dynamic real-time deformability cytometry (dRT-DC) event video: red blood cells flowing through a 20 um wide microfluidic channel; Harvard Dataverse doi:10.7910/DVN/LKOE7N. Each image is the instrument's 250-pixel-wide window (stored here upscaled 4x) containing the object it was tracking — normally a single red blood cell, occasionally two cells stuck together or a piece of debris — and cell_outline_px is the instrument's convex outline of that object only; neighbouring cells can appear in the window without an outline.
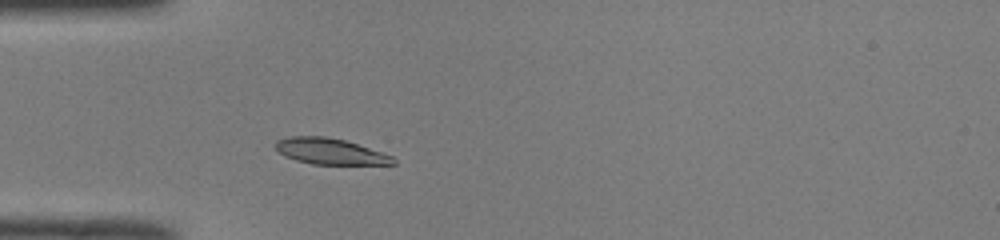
{"species": "common noctule bat (a hibernating species)", "species_latin": "Nyctalus noctula", "temperature_condition": "room temperature", "stored_images_in_passage": 18, "camera_frame_rate_fps": 3000, "um_per_image_px": 0.085, "animal": {"sex": "male", "body_mass_g": 19.0, "forearm_length_mm": 50.8}, "frame": {"image": 1, "passage_image": 1, "time_ms": 0.0, "image_size_px": [1000, 240], "cell_outline_px": [[396, 164], [312, 164], [296, 160], [284, 156], [276, 148], [276, 140], [288, 136], [324, 136], [344, 140], [392, 156], [396, 160]], "centroid_in_image_um": [28.02, 12.86], "position_along_channel_um": 57.0, "area_um2": 17.57}}
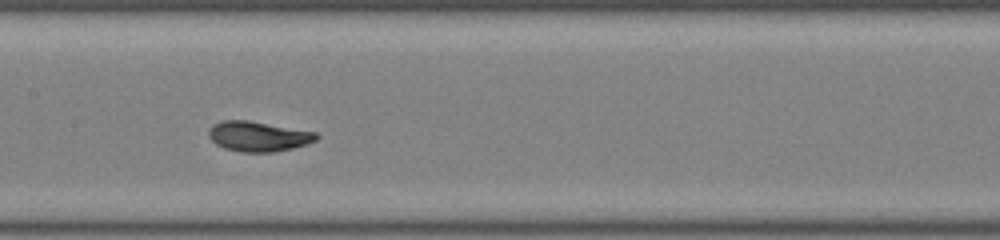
{"frame": {"image": 2, "passage_image": 11, "time_ms": 3.333, "image_size_px": [1000, 240], "cell_outline_px": [[320, 136], [316, 140], [292, 148], [272, 152], [240, 152], [224, 148], [216, 144], [208, 136], [208, 128], [212, 124], [220, 120], [248, 120], [316, 132]], "centroid_in_image_um": [21.9, 11.58], "position_along_channel_um": 185.5, "area_um2": 18.9}}
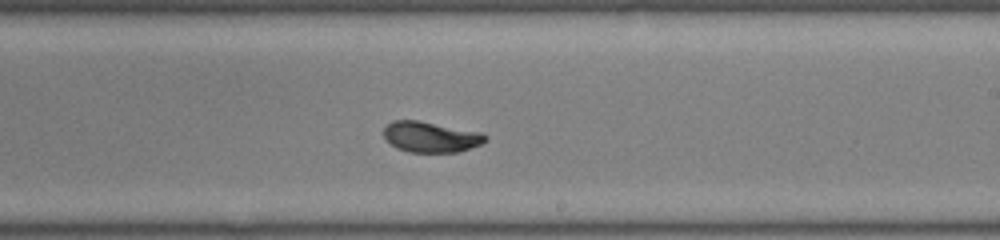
{"frame": {"image": 3, "passage_image": 16, "time_ms": 5.0, "image_size_px": [1000, 240], "cell_outline_px": [[488, 140], [480, 144], [456, 152], [408, 152], [396, 148], [384, 136], [384, 128], [392, 120], [416, 120], [484, 132], [488, 136]], "centroid_in_image_um": [36.64, 11.63], "position_along_channel_um": 252.4, "area_um2": 18.15}}